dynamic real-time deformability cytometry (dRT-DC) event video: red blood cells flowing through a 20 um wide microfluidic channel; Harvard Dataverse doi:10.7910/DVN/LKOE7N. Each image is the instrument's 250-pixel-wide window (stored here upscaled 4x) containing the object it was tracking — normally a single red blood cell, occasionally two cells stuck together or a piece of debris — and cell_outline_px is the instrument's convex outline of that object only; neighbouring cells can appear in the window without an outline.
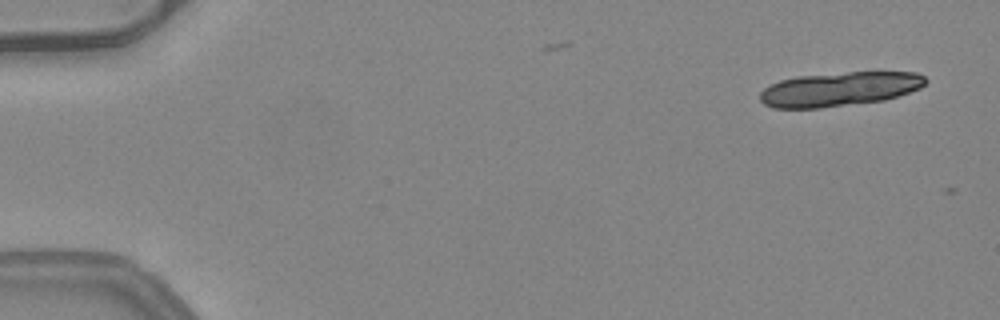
{"species": "common noctule bat (a hibernating species)", "species_latin": "Nyctalus noctula", "temperature_condition": "warm", "stored_images_in_passage": 3, "camera_frame_rate_fps": 3000, "um_per_image_px": 0.085, "animal": {"sex": "female", "body_mass_g": 24.6, "forearm_length_mm": 56.2}, "frame": {"image": 1, "passage_image": 1, "time_ms": 0.0, "image_size_px": [1000, 320], "cell_outline_px": [[928, 80], [920, 88], [884, 100], [820, 108], [772, 108], [764, 104], [760, 100], [760, 92], [764, 88], [780, 80], [796, 76], [848, 72], [916, 72], [924, 76]], "centroid_in_image_um": [71.33, 7.57], "position_along_channel_um": 13.7, "area_um2": 32.89}}